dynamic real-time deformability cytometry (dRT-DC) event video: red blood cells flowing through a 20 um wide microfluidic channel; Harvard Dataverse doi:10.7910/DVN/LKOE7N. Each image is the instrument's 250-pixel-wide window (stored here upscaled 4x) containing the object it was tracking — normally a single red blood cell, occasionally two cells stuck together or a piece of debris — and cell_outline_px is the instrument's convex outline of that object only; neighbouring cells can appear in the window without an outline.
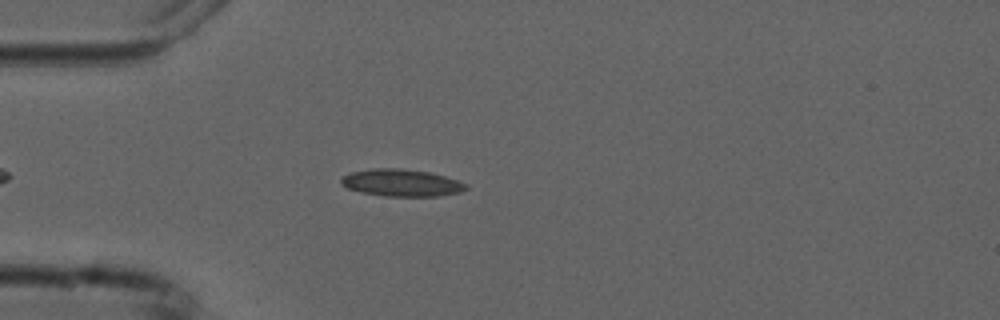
{"species": "common noctule bat (a hibernating species)", "species_latin": "Nyctalus noctula", "temperature_condition": "cold", "stored_images_in_passage": 2, "camera_frame_rate_fps": 3000, "um_per_image_px": 0.085, "animal": {"sex": "male", "forearm_length_mm": 52.5}, "frame": {"image": 1, "passage_image": 2, "time_ms": 2.0, "image_size_px": [1000, 320], "cell_outline_px": [[468, 188], [460, 192], [436, 196], [384, 196], [364, 192], [348, 188], [340, 184], [340, 180], [344, 176], [352, 172], [372, 168], [400, 168], [428, 172], [444, 176], [468, 184]], "centroid_in_image_um": [34.13, 15.53], "position_along_channel_um": 50.9, "area_um2": 19.54}}